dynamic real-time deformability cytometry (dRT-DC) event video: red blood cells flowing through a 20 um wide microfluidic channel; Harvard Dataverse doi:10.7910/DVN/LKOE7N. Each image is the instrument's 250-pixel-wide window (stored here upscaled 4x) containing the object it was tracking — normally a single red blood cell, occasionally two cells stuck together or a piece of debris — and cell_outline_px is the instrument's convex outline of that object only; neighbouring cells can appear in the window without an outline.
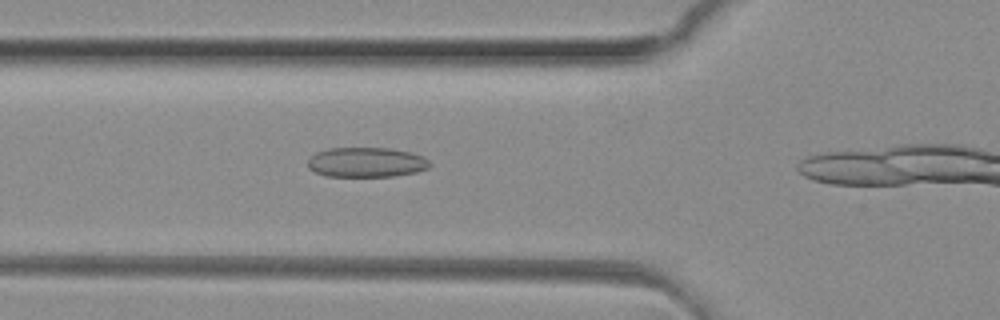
{"species": "common noctule bat (a hibernating species)", "species_latin": "Nyctalus noctula", "temperature_condition": "room temperature", "stored_images_in_passage": 14, "camera_frame_rate_fps": 3000, "um_per_image_px": 0.085, "animal": {"sex": "female", "body_mass_g": 29.2, "forearm_length_mm": 56.3}, "frame": {"image": 1, "passage_image": 10, "time_ms": 3.0, "image_size_px": [1000, 320], "cell_outline_px": [[432, 164], [428, 168], [416, 172], [392, 176], [324, 176], [308, 168], [308, 160], [316, 152], [328, 148], [388, 148], [412, 152], [424, 156]], "centroid_in_image_um": [31.16, 13.79], "position_along_channel_um": 94.6, "area_um2": 21.27}}